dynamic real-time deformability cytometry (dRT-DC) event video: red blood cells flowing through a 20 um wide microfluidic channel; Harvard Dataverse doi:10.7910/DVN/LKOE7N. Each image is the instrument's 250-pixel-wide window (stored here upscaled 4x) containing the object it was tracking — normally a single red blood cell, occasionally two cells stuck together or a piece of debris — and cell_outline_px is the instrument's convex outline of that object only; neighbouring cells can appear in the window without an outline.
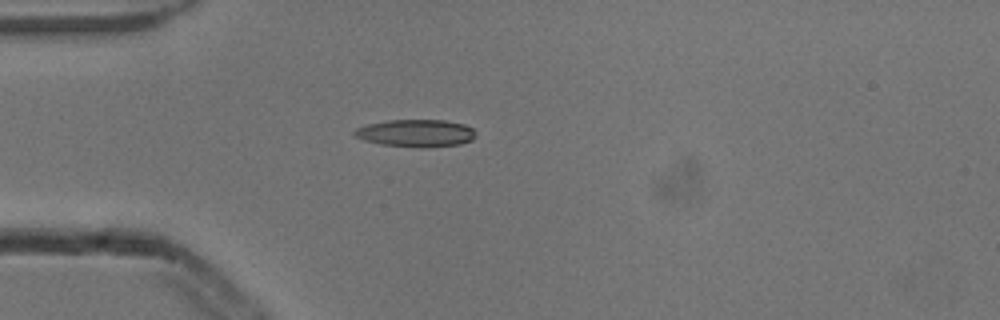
{"species": "common noctule bat (a hibernating species)", "species_latin": "Nyctalus noctula", "temperature_condition": "cold", "stored_images_in_passage": 4, "camera_frame_rate_fps": 3000, "um_per_image_px": 0.085, "animal": {"sex": "male", "body_mass_g": 13.3}, "frame": {"image": 1, "passage_image": 4, "time_ms": 1.0, "image_size_px": [1000, 320], "cell_outline_px": [[476, 136], [472, 140], [460, 144], [424, 148], [420, 148], [380, 144], [364, 140], [356, 136], [352, 132], [356, 128], [368, 124], [388, 120], [444, 120], [464, 124], [472, 128], [476, 132]], "centroid_in_image_um": [35.37, 11.32], "position_along_channel_um": 49.6, "area_um2": 19.48}}